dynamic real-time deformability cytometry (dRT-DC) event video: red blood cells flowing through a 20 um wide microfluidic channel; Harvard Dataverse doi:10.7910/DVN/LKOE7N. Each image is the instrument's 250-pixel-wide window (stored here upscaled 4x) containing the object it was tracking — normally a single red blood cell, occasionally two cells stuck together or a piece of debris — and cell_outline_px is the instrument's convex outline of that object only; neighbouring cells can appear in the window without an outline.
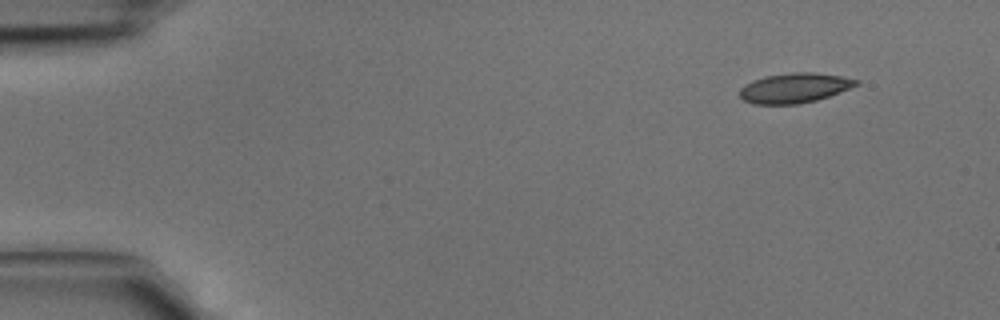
{"species": "common noctule bat (a hibernating species)", "species_latin": "Nyctalus noctula", "temperature_condition": "cold", "stored_images_in_passage": 2, "camera_frame_rate_fps": 3000, "um_per_image_px": 0.085, "animal": {"sex": "male", "body_mass_g": 15.6}, "frame": {"image": 1, "passage_image": 2, "time_ms": 0.333, "image_size_px": [1000, 320], "cell_outline_px": [[860, 84], [828, 96], [816, 100], [796, 104], [752, 104], [744, 100], [740, 96], [740, 88], [744, 84], [752, 80], [764, 76], [792, 72], [816, 72], [840, 76], [860, 80]], "centroid_in_image_um": [67.51, 7.46], "position_along_channel_um": 17.5, "area_um2": 20.29}}